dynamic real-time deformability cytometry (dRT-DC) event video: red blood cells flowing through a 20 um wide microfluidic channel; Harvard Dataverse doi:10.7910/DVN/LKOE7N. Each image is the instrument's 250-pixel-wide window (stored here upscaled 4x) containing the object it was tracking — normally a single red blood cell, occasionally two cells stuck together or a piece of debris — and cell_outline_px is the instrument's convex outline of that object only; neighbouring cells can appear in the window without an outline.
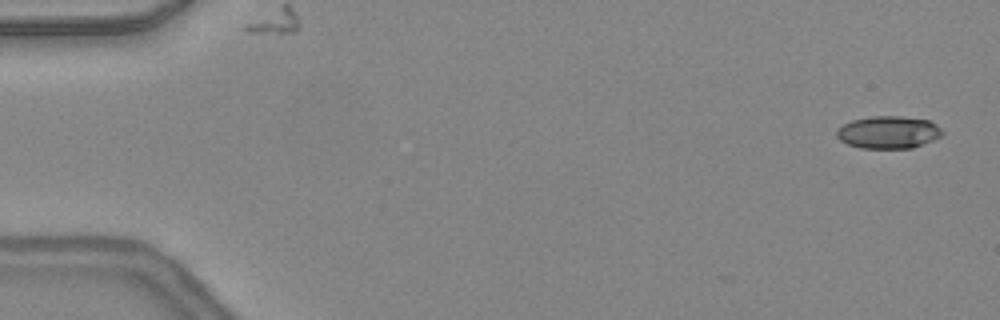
{"species": "common noctule bat (a hibernating species)", "species_latin": "Nyctalus noctula", "temperature_condition": "warm", "stored_images_in_passage": 47, "camera_frame_rate_fps": 3000, "um_per_image_px": 0.085, "animal": {"sex": "female", "body_mass_g": 24.6, "forearm_length_mm": 56.2}, "frame": {"image": 1, "passage_image": 2, "time_ms": 0.333, "image_size_px": [1000, 320], "cell_outline_px": [[944, 132], [940, 136], [932, 140], [912, 148], [860, 148], [848, 144], [840, 140], [836, 136], [836, 132], [844, 124], [852, 120], [872, 116], [900, 116], [928, 120], [936, 124]], "centroid_in_image_um": [75.51, 11.24], "position_along_channel_um": 9.5, "area_um2": 19.83}}
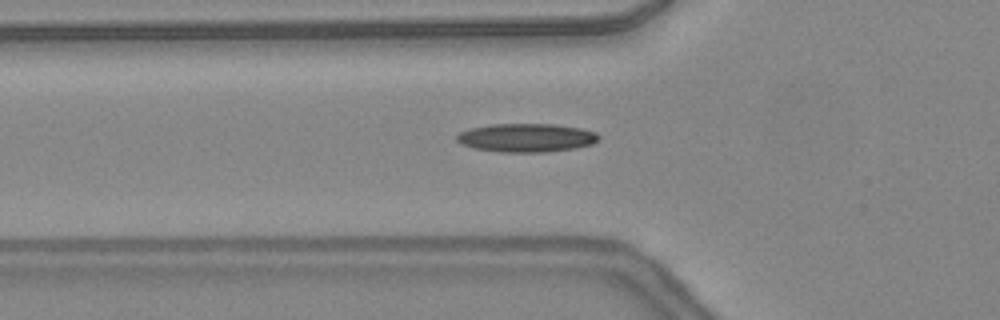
{"frame": {"image": 2, "passage_image": 17, "time_ms": 5.333, "image_size_px": [1000, 320], "cell_outline_px": [[600, 140], [592, 144], [576, 148], [548, 152], [500, 152], [476, 148], [460, 144], [456, 140], [456, 136], [460, 132], [468, 128], [492, 124], [556, 124], [580, 128], [596, 132], [600, 136]], "centroid_in_image_um": [44.76, 11.7], "position_along_channel_um": 81.0, "area_um2": 23.81}}
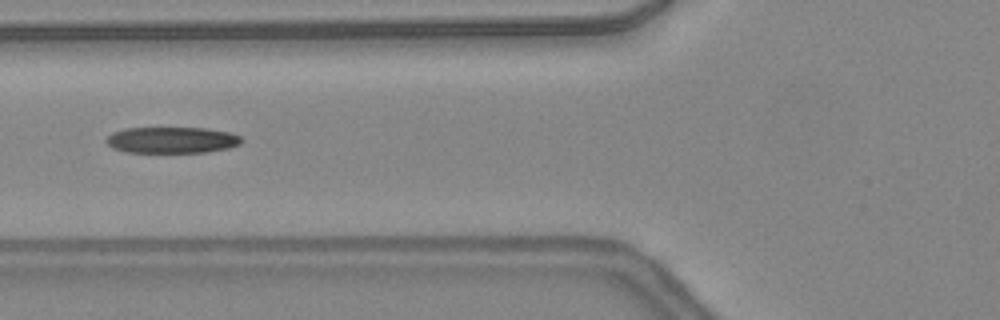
{"frame": {"image": 3, "passage_image": 19, "time_ms": 6.0, "image_size_px": [1000, 320], "cell_outline_px": [[244, 140], [240, 144], [228, 148], [204, 152], [128, 152], [112, 148], [104, 140], [112, 132], [124, 128], [204, 128], [232, 132], [240, 136]], "centroid_in_image_um": [14.61, 11.89], "position_along_channel_um": 111.2, "area_um2": 20.75}, "authors_computed_cell_mechanics": {"area_um2": 21.2704, "velocity_mm_per_s": 4.4106, "shape_relaxation_time_tau1_ms": null, "shape_relaxation_time_tau2_ms": 5.4112, "deformation_change_tau1": null, "deformation_change_tau2": 0.1816}}